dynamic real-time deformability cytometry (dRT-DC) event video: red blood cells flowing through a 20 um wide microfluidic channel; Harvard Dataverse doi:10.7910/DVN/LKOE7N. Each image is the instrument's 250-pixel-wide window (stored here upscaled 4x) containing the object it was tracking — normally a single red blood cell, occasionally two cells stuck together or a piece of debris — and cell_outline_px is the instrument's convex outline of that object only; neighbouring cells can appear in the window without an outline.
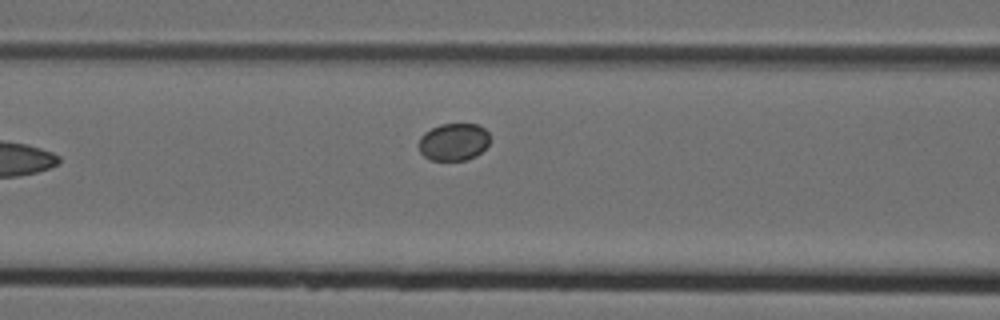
{"species": "Egyptian fruit bat (a non-hibernating species)", "species_latin": "Rousettus aegyptiacus", "temperature_condition": "cold", "stored_images_in_passage": 5, "camera_frame_rate_fps": 3000, "um_per_image_px": 0.085, "animal": {"sex": "female"}, "frame": {"image": 1, "passage_image": 5, "time_ms": 1.333, "image_size_px": [1000, 320], "cell_outline_px": [[488, 144], [476, 156], [464, 160], [432, 160], [424, 156], [420, 152], [420, 136], [424, 132], [440, 124], [476, 124], [484, 128], [488, 132]], "centroid_in_image_um": [38.55, 12.05], "position_along_channel_um": 128.1, "area_um2": 15.32}}